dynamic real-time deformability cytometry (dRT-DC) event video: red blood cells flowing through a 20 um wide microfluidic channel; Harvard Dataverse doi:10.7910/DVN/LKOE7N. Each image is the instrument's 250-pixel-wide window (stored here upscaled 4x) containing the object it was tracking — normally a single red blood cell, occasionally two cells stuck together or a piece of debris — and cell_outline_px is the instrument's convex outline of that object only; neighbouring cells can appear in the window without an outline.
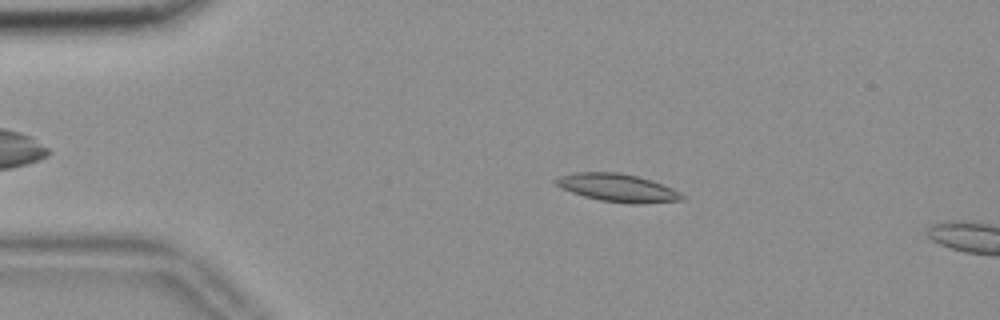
{"species": "common noctule bat (a hibernating species)", "species_latin": "Nyctalus noctula", "temperature_condition": "room temperature", "stored_images_in_passage": 14, "camera_frame_rate_fps": 3000, "um_per_image_px": 0.085, "animal": {"sex": "female", "body_mass_g": 18.4}, "frame": {"image": 1, "passage_image": 10, "time_ms": 3.0, "image_size_px": [1000, 320], "cell_outline_px": [[684, 200], [640, 204], [600, 200], [584, 196], [572, 192], [556, 184], [552, 180], [560, 176], [576, 172], [620, 172], [652, 180], [672, 188], [680, 192], [684, 196]], "centroid_in_image_um": [52.52, 15.95], "position_along_channel_um": 32.5, "area_um2": 20.35}}